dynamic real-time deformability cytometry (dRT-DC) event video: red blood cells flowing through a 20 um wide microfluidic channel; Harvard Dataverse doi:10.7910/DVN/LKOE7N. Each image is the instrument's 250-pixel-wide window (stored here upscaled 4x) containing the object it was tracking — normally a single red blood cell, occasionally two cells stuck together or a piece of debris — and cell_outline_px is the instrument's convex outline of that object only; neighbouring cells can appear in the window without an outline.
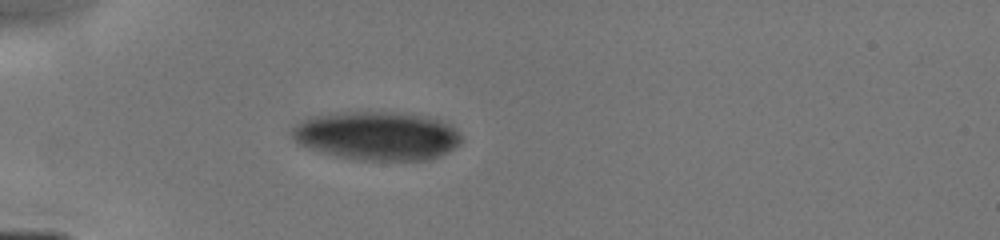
{"species": "human", "species_latin": "Homo sapiens", "temperature_condition": "cold", "stored_images_in_passage": 1, "camera_frame_rate_fps": 3000, "um_per_image_px": 0.085, "donor": {"sex": "male"}, "frame": {"image": 1, "passage_image": 1, "time_ms": 0.0, "image_size_px": [1000, 240], "cell_outline_px": [[464, 140], [460, 144], [448, 152], [440, 156], [428, 160], [352, 160], [320, 152], [296, 144], [288, 132], [300, 120], [312, 116], [344, 112], [396, 112], [424, 116], [440, 120], [452, 124], [456, 128]], "centroid_in_image_um": [32.03, 11.55], "position_along_channel_um": 53.0, "area_um2": 48.84}}